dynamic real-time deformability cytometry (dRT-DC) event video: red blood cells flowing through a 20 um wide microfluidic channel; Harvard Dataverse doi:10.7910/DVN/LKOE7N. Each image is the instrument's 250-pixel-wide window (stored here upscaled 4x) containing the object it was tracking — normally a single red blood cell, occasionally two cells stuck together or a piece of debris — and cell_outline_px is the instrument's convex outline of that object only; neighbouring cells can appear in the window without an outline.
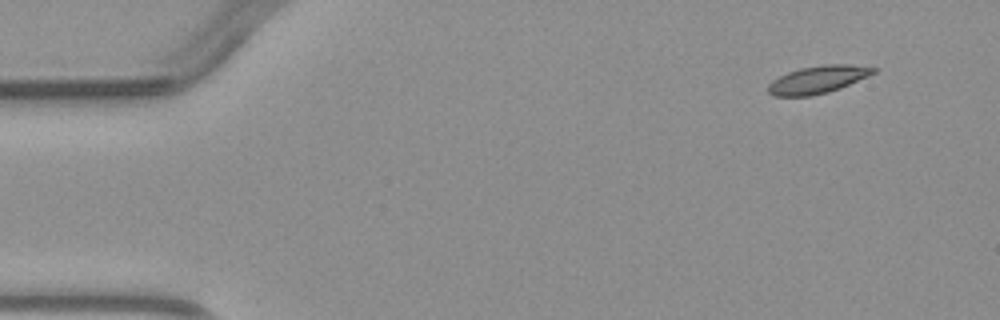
{"species": "common noctule bat (a hibernating species)", "species_latin": "Nyctalus noctula", "temperature_condition": "warm", "stored_images_in_passage": 5, "segment_of_instrument_passage": [2, 2], "camera_frame_rate_fps": 3000, "um_per_image_px": 0.085, "animal": {"sex": "male", "body_mass_g": 23.1, "forearm_length_mm": 52.7}, "frame": {"image": 1, "passage_image": 5, "time_ms": 5.0, "image_size_px": [1000, 320], "cell_outline_px": [[876, 72], [868, 76], [840, 88], [828, 92], [812, 96], [772, 96], [768, 92], [768, 84], [772, 80], [788, 72], [800, 68], [824, 64], [848, 64], [876, 68]], "centroid_in_image_um": [69.49, 6.77], "position_along_channel_um": 15.5, "area_um2": 16.88}}